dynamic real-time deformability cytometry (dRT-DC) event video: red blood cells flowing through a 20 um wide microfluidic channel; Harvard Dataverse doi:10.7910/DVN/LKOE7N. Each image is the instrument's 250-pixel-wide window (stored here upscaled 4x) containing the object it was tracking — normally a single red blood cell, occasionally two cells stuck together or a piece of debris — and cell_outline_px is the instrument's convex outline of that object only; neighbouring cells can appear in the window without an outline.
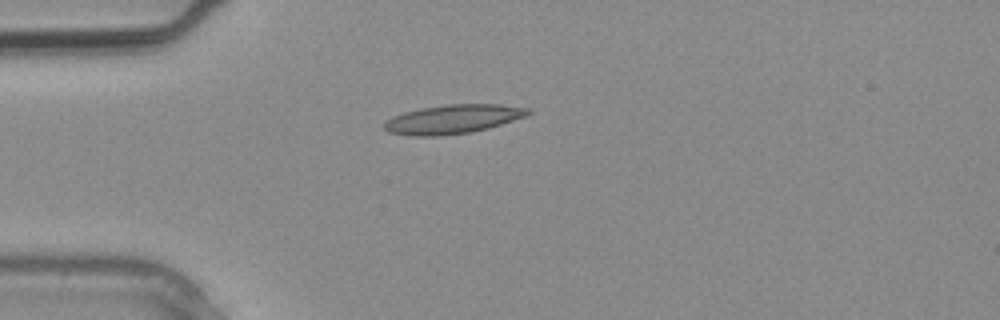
{"species": "common noctule bat (a hibernating species)", "species_latin": "Nyctalus noctula", "temperature_condition": "warm", "stored_images_in_passage": 1, "camera_frame_rate_fps": 3000, "um_per_image_px": 0.085, "animal": {"sex": "male", "body_mass_g": 20.4}, "frame": {"image": 1, "passage_image": 1, "time_ms": 0.0, "image_size_px": [1000, 320], "cell_outline_px": [[532, 112], [528, 116], [488, 128], [472, 132], [440, 136], [412, 136], [388, 132], [384, 128], [384, 124], [392, 116], [404, 112], [420, 108], [448, 104], [500, 104], [532, 108]], "centroid_in_image_um": [38.55, 10.12], "position_along_channel_um": 46.5, "area_um2": 24.51}}